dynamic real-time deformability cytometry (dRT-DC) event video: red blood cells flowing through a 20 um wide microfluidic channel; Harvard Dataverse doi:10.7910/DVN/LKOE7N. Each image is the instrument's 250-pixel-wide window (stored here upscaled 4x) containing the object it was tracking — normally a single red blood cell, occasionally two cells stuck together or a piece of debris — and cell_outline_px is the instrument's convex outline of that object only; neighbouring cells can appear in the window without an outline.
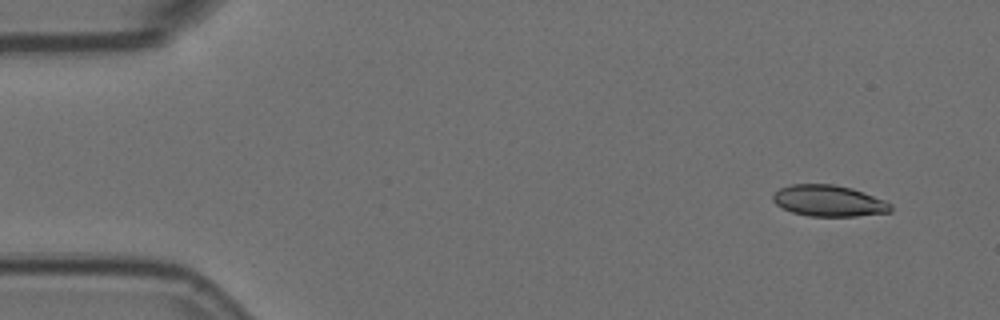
{"species": "Egyptian fruit bat (a non-hibernating species)", "species_latin": "Rousettus aegyptiacus", "temperature_condition": "room temperature", "stored_images_in_passage": 4, "camera_frame_rate_fps": 3000, "um_per_image_px": 0.085, "animal": {"sex": "female"}, "frame": {"image": 1, "passage_image": 1, "time_ms": 0.0, "image_size_px": [1000, 320], "cell_outline_px": [[892, 212], [856, 216], [808, 216], [792, 212], [776, 204], [772, 200], [772, 196], [780, 188], [792, 184], [832, 184], [852, 188], [864, 192], [884, 200], [892, 204]], "centroid_in_image_um": [70.47, 17.07], "position_along_channel_um": 14.5, "area_um2": 21.44}}
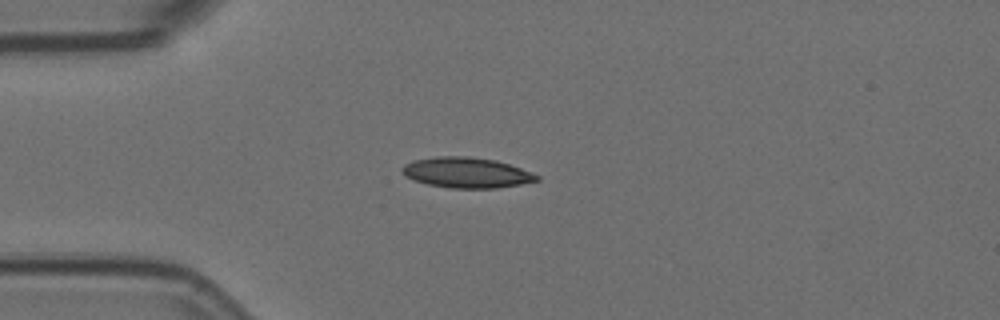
{"frame": {"image": 2, "passage_image": 4, "time_ms": 1.0, "image_size_px": [1000, 320], "cell_outline_px": [[540, 180], [520, 184], [496, 188], [452, 188], [428, 184], [412, 180], [404, 176], [400, 172], [400, 168], [404, 164], [412, 160], [436, 156], [468, 156], [496, 160], [520, 168], [540, 176]], "centroid_in_image_um": [39.59, 14.66], "position_along_channel_um": 45.4, "area_um2": 24.04}}